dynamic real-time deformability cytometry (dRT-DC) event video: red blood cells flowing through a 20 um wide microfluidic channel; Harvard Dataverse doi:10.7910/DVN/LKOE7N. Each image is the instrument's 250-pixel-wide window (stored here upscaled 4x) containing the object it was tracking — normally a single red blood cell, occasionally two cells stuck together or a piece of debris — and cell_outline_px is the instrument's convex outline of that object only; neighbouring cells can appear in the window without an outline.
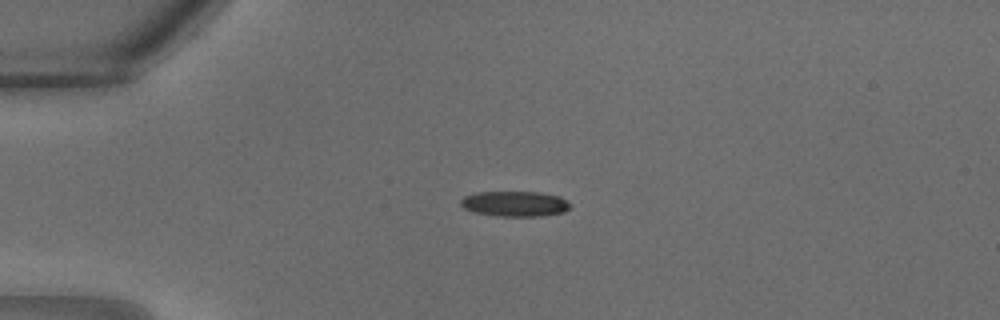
{"species": "common noctule bat (a hibernating species)", "species_latin": "Nyctalus noctula", "temperature_condition": "warm", "stored_images_in_passage": 22, "camera_frame_rate_fps": 3000, "um_per_image_px": 0.085, "animal": {"sex": "male", "body_mass_g": 18.8}, "frame": {"image": 1, "passage_image": 2, "time_ms": 0.333, "image_size_px": [1000, 320], "cell_outline_px": [[572, 204], [564, 212], [540, 216], [496, 216], [472, 212], [464, 208], [460, 204], [460, 200], [464, 196], [476, 192], [540, 192], [560, 196]], "centroid_in_image_um": [43.75, 17.32], "position_along_channel_um": 41.3, "area_um2": 16.3}}
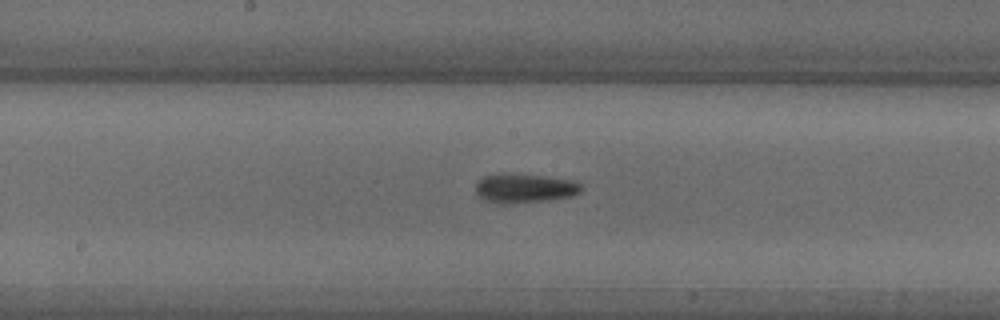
{"frame": {"image": 2, "passage_image": 11, "time_ms": 3.333, "image_size_px": [1000, 320], "cell_outline_px": [[584, 188], [580, 192], [572, 196], [548, 200], [504, 204], [496, 204], [484, 200], [476, 192], [476, 184], [484, 176], [544, 176], [576, 180]], "centroid_in_image_um": [44.66, 16.05], "position_along_channel_um": 203.5, "area_um2": 17.4}}
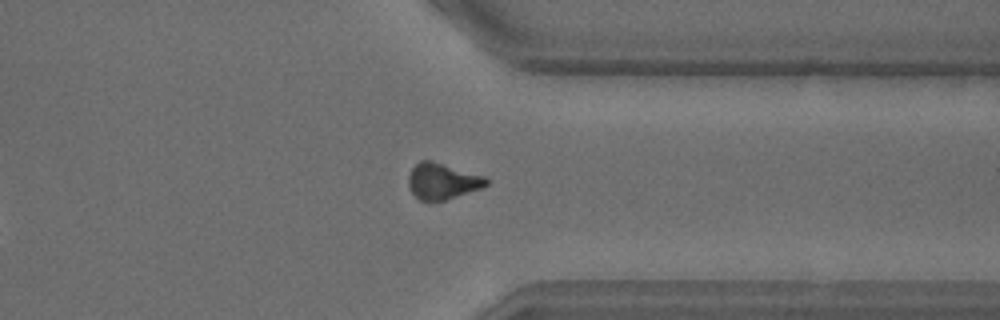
{"frame": {"image": 3, "passage_image": 19, "time_ms": 6.0, "image_size_px": [1000, 320], "cell_outline_px": [[488, 184], [484, 188], [444, 200], [420, 200], [412, 192], [408, 184], [408, 176], [412, 168], [420, 160], [432, 160], [484, 176], [488, 180]], "centroid_in_image_um": [37.62, 15.39], "position_along_channel_um": 373.8, "area_um2": 16.3}}